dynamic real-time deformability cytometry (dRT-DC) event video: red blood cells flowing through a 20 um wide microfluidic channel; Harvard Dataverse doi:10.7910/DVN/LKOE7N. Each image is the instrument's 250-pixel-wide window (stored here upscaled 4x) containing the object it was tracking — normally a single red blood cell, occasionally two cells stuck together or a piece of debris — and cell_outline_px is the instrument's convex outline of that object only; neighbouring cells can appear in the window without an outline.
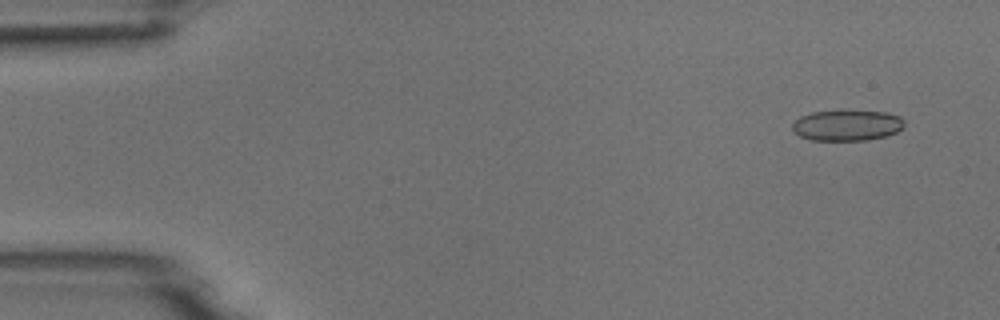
{"species": "common noctule bat (a hibernating species)", "species_latin": "Nyctalus noctula", "temperature_condition": "room temperature", "stored_images_in_passage": 7, "camera_frame_rate_fps": 3000, "um_per_image_px": 0.085, "animal": {"sex": "male", "body_mass_g": 18.8}, "frame": {"image": 1, "passage_image": 1, "time_ms": 0.0, "image_size_px": [1000, 320], "cell_outline_px": [[904, 128], [896, 132], [884, 136], [868, 140], [812, 140], [800, 136], [792, 132], [792, 124], [800, 116], [812, 112], [844, 108], [884, 112], [900, 116], [904, 120]], "centroid_in_image_um": [71.98, 10.61], "position_along_channel_um": 13.0, "area_um2": 20.81}}
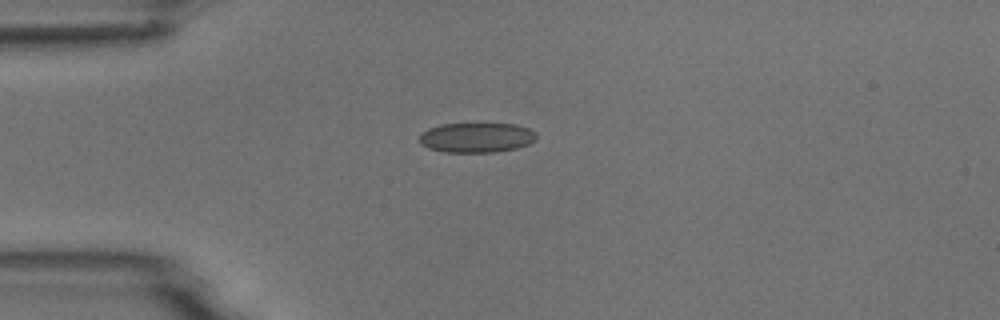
{"frame": {"image": 2, "passage_image": 4, "time_ms": 3.333, "image_size_px": [1000, 320], "cell_outline_px": [[536, 140], [528, 144], [516, 148], [496, 152], [444, 152], [428, 148], [420, 144], [420, 136], [428, 128], [440, 124], [516, 124], [528, 128], [536, 132]], "centroid_in_image_um": [40.51, 11.69], "position_along_channel_um": 44.5, "area_um2": 20.35}}
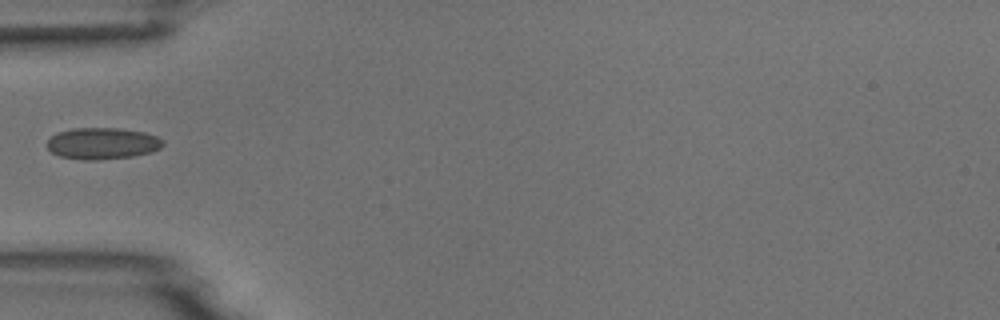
{"frame": {"image": 3, "passage_image": 5, "time_ms": 4.667, "image_size_px": [1000, 320], "cell_outline_px": [[164, 144], [160, 148], [152, 152], [132, 156], [96, 160], [84, 160], [60, 156], [52, 152], [44, 144], [56, 132], [72, 128], [116, 128], [144, 132], [156, 136], [164, 140]], "centroid_in_image_um": [8.69, 12.19], "position_along_channel_um": 76.3, "area_um2": 21.39}}